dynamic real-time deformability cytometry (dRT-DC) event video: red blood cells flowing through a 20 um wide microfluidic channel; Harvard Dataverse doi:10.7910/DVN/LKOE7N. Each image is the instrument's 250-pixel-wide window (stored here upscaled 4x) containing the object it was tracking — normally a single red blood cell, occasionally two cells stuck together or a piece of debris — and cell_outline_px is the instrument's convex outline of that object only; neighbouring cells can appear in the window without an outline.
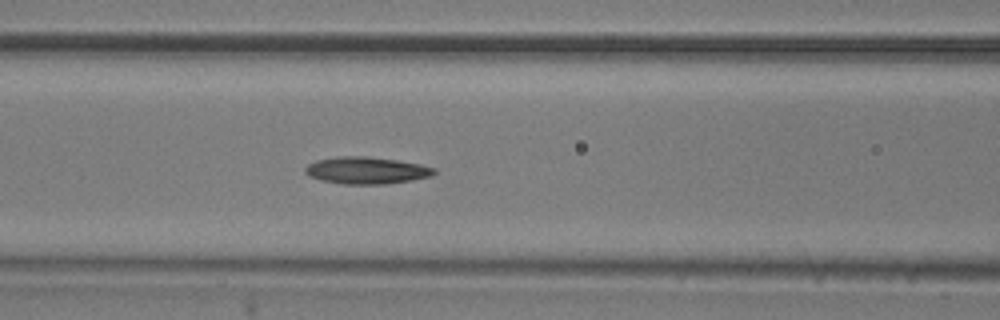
{"species": "common noctule bat (a hibernating species)", "species_latin": "Nyctalus noctula", "temperature_condition": "room temperature", "stored_images_in_passage": 5, "camera_frame_rate_fps": 3000, "um_per_image_px": 0.085, "animal": {"sex": "male", "body_mass_g": 20.5, "forearm_length_mm": 52.5}, "frame": {"image": 1, "passage_image": 5, "time_ms": 1.333, "image_size_px": [1000, 320], "cell_outline_px": [[436, 172], [432, 176], [412, 180], [384, 184], [344, 184], [320, 180], [308, 176], [304, 172], [304, 168], [308, 164], [316, 160], [336, 156], [364, 156], [396, 160], [420, 164], [436, 168]], "centroid_in_image_um": [31.12, 14.48], "position_along_channel_um": 135.5, "area_um2": 20.4}}